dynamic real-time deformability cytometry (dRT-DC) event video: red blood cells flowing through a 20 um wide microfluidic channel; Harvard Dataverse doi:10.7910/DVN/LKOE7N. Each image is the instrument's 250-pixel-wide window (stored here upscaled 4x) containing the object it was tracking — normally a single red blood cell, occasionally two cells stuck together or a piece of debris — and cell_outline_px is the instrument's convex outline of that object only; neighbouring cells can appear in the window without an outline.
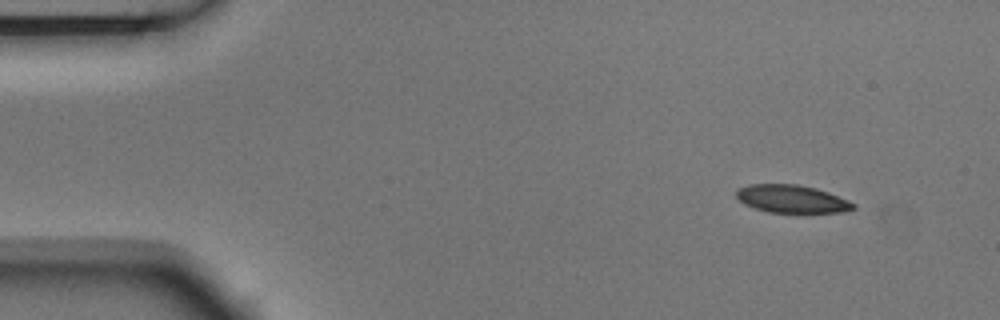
{"species": "Egyptian fruit bat (a non-hibernating species)", "species_latin": "Rousettus aegyptiacus", "temperature_condition": "room temperature", "stored_images_in_passage": 5, "camera_frame_rate_fps": 3000, "um_per_image_px": 0.085, "animal": {"sex": "male"}, "frame": {"image": 1, "passage_image": 1, "time_ms": 0.0, "image_size_px": [1000, 320], "cell_outline_px": [[856, 208], [840, 212], [768, 212], [744, 204], [736, 196], [736, 192], [740, 188], [748, 184], [796, 184], [816, 188], [828, 192], [856, 204]], "centroid_in_image_um": [67.3, 16.9], "position_along_channel_um": 17.7, "area_um2": 18.73}}
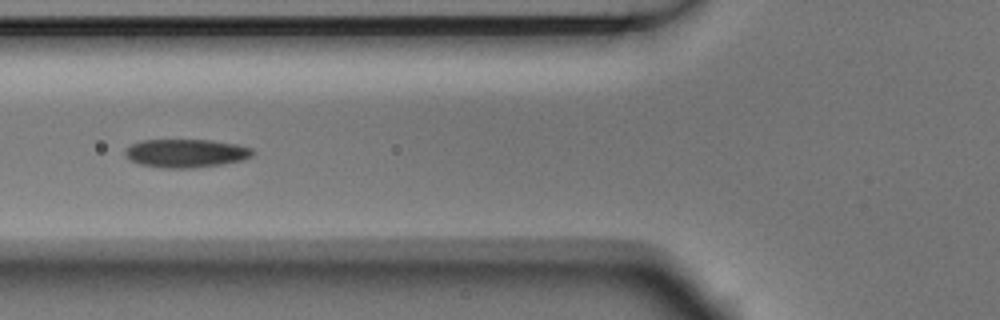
{"frame": {"image": 2, "passage_image": 4, "time_ms": 1.0, "image_size_px": [1000, 320], "cell_outline_px": [[256, 152], [252, 156], [240, 160], [220, 164], [192, 168], [164, 168], [140, 164], [128, 160], [124, 156], [124, 148], [140, 140], [212, 140], [236, 144], [252, 148]], "centroid_in_image_um": [15.76, 13.02], "position_along_channel_um": 110.0, "area_um2": 21.21}}
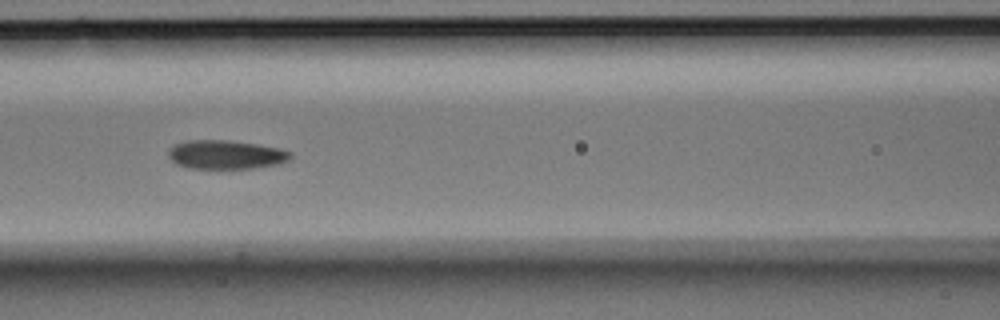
{"frame": {"image": 3, "passage_image": 5, "time_ms": 1.333, "image_size_px": [1000, 320], "cell_outline_px": [[292, 156], [288, 160], [280, 164], [252, 168], [188, 168], [176, 164], [168, 156], [168, 148], [176, 144], [188, 140], [228, 140], [256, 144], [280, 148], [292, 152]], "centroid_in_image_um": [19.2, 13.14], "position_along_channel_um": 147.4, "area_um2": 20.58}}